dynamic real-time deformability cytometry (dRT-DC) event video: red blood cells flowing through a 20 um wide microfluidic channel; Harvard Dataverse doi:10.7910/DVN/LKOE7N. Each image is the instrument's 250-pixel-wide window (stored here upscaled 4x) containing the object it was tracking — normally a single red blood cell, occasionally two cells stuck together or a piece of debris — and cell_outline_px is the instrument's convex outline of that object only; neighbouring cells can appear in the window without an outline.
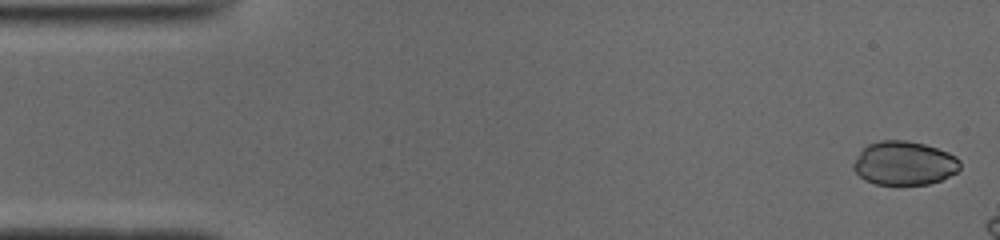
{"species": "common noctule bat (a hibernating species)", "species_latin": "Nyctalus noctula", "temperature_condition": "cold", "stored_images_in_passage": 9, "camera_frame_rate_fps": 3000, "um_per_image_px": 0.085, "animal": {"sex": "male", "body_mass_g": 19.0, "forearm_length_mm": 50.8}, "frame": {"image": 1, "passage_image": 1, "time_ms": 0.0, "image_size_px": [1000, 240], "cell_outline_px": [[960, 168], [956, 172], [940, 180], [928, 184], [900, 188], [876, 184], [864, 180], [852, 168], [852, 164], [860, 152], [868, 144], [880, 140], [904, 140], [924, 144], [948, 152], [956, 156], [960, 160]], "centroid_in_image_um": [76.84, 13.92], "position_along_channel_um": 8.2, "area_um2": 27.86}}